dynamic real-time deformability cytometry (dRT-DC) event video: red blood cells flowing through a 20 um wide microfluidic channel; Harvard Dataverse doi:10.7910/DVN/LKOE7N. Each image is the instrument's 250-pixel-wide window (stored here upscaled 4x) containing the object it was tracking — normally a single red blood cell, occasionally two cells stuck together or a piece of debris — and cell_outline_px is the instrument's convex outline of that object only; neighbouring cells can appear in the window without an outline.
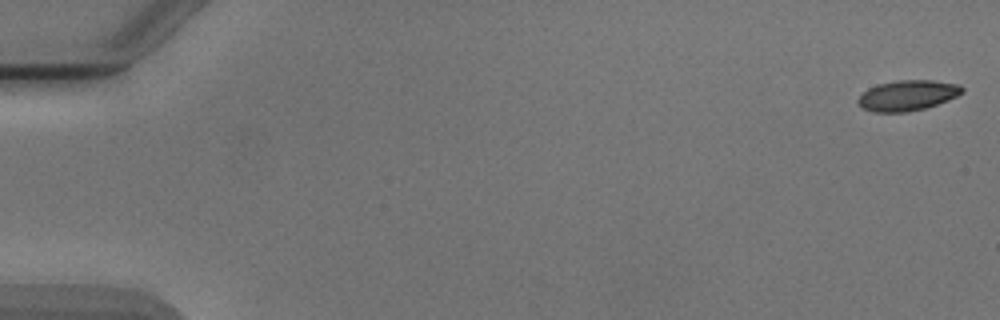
{"species": "Egyptian fruit bat (a non-hibernating species)", "species_latin": "Rousettus aegyptiacus", "temperature_condition": "cold", "stored_images_in_passage": 6, "camera_frame_rate_fps": 3000, "um_per_image_px": 0.085, "animal": {"sex": "male"}, "frame": {"image": 1, "passage_image": 1, "time_ms": 0.0, "image_size_px": [1000, 320], "cell_outline_px": [[964, 92], [948, 100], [924, 108], [904, 112], [876, 112], [864, 108], [856, 100], [868, 88], [876, 84], [896, 80], [932, 80], [960, 84], [964, 88]], "centroid_in_image_um": [77.16, 8.09], "position_along_channel_um": 7.8, "area_um2": 18.38}}
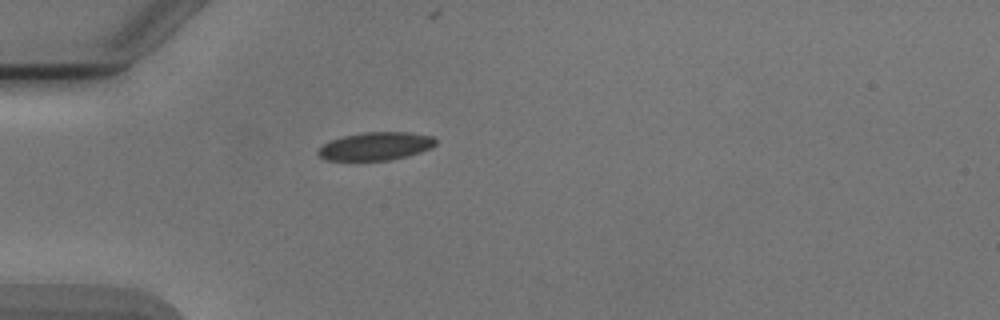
{"frame": {"image": 2, "passage_image": 5, "time_ms": 5.0, "image_size_px": [1000, 320], "cell_outline_px": [[436, 144], [432, 148], [408, 156], [388, 160], [324, 160], [316, 152], [324, 144], [332, 140], [344, 136], [364, 132], [408, 132], [432, 136], [436, 140]], "centroid_in_image_um": [31.96, 12.43], "position_along_channel_um": 53.0, "area_um2": 19.13}}